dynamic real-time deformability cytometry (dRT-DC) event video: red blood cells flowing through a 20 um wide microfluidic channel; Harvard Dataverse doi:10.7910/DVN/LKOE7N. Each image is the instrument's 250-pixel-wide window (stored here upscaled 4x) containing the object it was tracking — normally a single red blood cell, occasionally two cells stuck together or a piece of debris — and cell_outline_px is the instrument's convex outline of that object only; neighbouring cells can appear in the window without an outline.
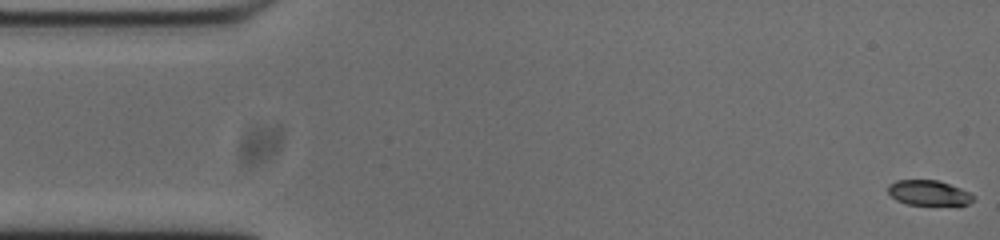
{"species": "common noctule bat (a hibernating species)", "species_latin": "Nyctalus noctula", "temperature_condition": "cold", "stored_images_in_passage": 54, "camera_frame_rate_fps": 3000, "um_per_image_px": 0.085, "animal": {"sex": "male", "body_mass_g": 20.0, "forearm_length_mm": 53.3}, "frame": {"image": 1, "passage_image": 1, "time_ms": 0.0, "image_size_px": [1000, 240], "cell_outline_px": [[972, 200], [968, 204], [960, 208], [908, 204], [896, 200], [888, 192], [888, 184], [896, 180], [936, 180], [960, 188], [968, 192], [972, 196]], "centroid_in_image_um": [78.97, 16.45], "position_along_channel_um": 6.0, "area_um2": 12.95}}
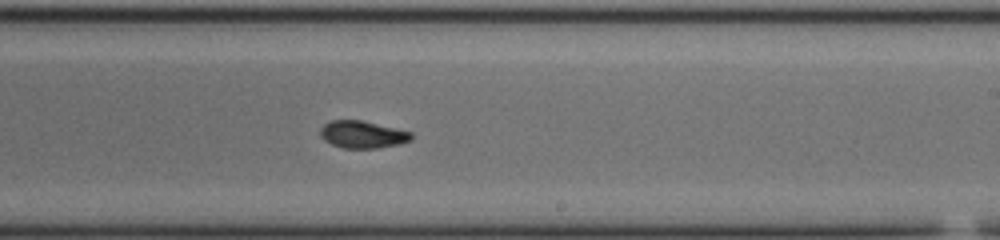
{"frame": {"image": 2, "passage_image": 31, "time_ms": 10.0, "image_size_px": [1000, 240], "cell_outline_px": [[412, 140], [400, 144], [376, 148], [344, 148], [332, 144], [324, 140], [320, 136], [320, 128], [328, 120], [360, 120], [412, 132]], "centroid_in_image_um": [30.8, 11.43], "position_along_channel_um": 258.2, "area_um2": 14.45}}
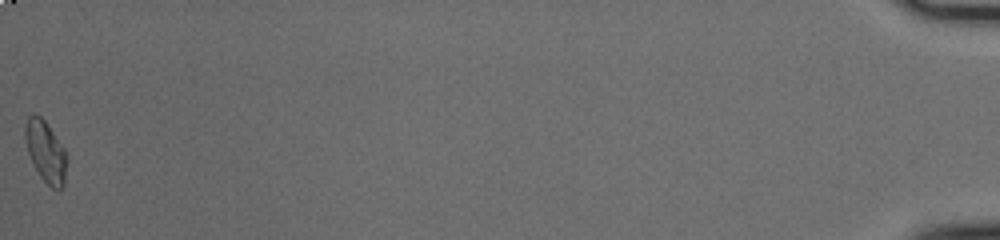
{"frame": {"image": 3, "passage_image": 54, "time_ms": 17.667, "image_size_px": [1000, 240], "cell_outline_px": [[68, 160], [64, 184], [60, 188], [52, 188], [40, 176], [32, 164], [28, 152], [24, 136], [24, 124], [28, 116], [40, 116], [48, 124], [64, 148], [68, 156]], "centroid_in_image_um": [3.89, 12.88], "position_along_channel_um": 431.3, "area_um2": 14.97}, "authors_computed_cell_mechanics": {"area_um2": 14.3633, "velocity_mm_per_s": 3.731, "shape_relaxation_time_tau1_ms": 3.4519, "shape_relaxation_time_tau2_ms": 1.3129, "deformation_change_tau1": 0.1674, "deformation_change_tau2": 0.0579}}